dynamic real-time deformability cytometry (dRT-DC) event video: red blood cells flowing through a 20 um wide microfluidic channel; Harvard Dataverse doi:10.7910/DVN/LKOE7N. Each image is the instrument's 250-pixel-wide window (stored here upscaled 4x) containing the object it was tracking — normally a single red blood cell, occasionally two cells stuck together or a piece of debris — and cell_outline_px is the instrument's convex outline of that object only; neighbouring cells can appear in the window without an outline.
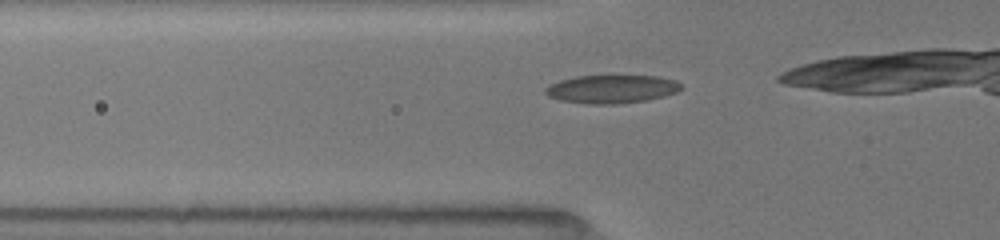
{"species": "common noctule bat (a hibernating species)", "species_latin": "Nyctalus noctula", "temperature_condition": "room temperature", "stored_images_in_passage": 19, "camera_frame_rate_fps": 3000, "um_per_image_px": 0.085, "animal": {"sex": "female", "body_mass_g": 19.5, "forearm_length_mm": 54.1}, "frame": {"image": 1, "passage_image": 15, "time_ms": 3.0, "image_size_px": [1000, 240], "cell_outline_px": [[684, 88], [676, 92], [664, 96], [648, 100], [616, 104], [588, 104], [560, 100], [548, 96], [544, 92], [544, 88], [548, 84], [560, 80], [576, 76], [660, 76], [676, 80]], "centroid_in_image_um": [51.98, 7.57], "position_along_channel_um": 73.8, "area_um2": 22.54}}